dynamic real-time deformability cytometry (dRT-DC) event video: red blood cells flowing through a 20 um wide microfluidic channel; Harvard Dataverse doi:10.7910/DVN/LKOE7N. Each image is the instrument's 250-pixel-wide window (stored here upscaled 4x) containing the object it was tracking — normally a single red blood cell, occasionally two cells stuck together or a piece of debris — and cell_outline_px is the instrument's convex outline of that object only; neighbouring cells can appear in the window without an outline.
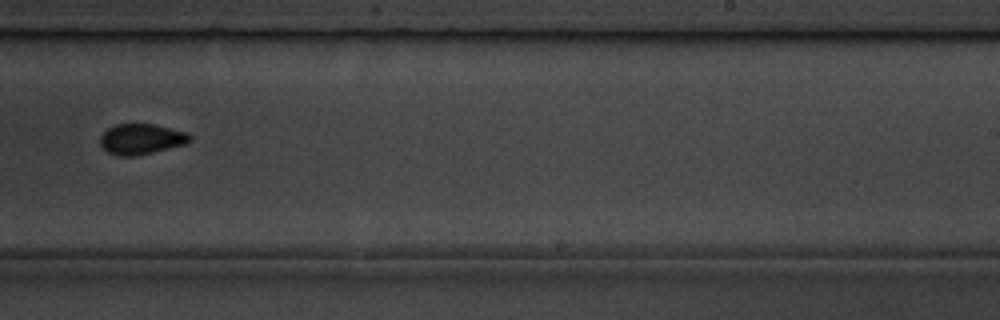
{"species": "common noctule bat (a hibernating species)", "species_latin": "Nyctalus noctula", "temperature_condition": "room temperature", "stored_images_in_passage": 11, "camera_frame_rate_fps": 3000, "um_per_image_px": 0.085, "animal": {"sex": "male", "body_mass_g": 19.5, "forearm_length_mm": 54.6}, "frame": {"image": 1, "passage_image": 11, "time_ms": 12.0, "image_size_px": [1000, 320], "cell_outline_px": [[192, 140], [188, 144], [152, 152], [132, 156], [120, 156], [108, 152], [100, 144], [100, 136], [108, 128], [116, 124], [152, 124], [188, 132], [192, 136]], "centroid_in_image_um": [12.05, 11.82], "position_along_channel_um": 277.0, "area_um2": 15.95}}